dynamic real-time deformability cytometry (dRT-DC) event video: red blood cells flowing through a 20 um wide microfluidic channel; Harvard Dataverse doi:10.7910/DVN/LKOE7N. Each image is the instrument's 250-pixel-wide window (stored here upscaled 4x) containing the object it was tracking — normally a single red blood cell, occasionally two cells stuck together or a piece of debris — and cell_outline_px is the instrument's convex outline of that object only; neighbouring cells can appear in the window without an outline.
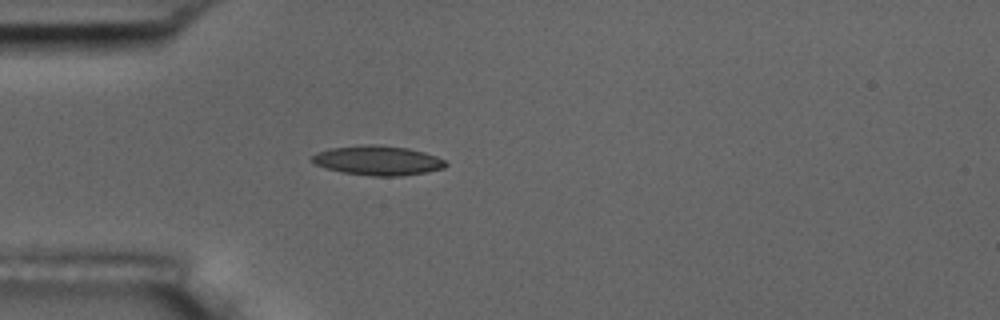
{"species": "common noctule bat (a hibernating species)", "species_latin": "Nyctalus noctula", "temperature_condition": "room temperature", "stored_images_in_passage": 15, "camera_frame_rate_fps": 3000, "um_per_image_px": 0.085, "animal": {"sex": "male", "body_mass_g": 17.5, "forearm_length_mm": 52.3}, "frame": {"image": 1, "passage_image": 12, "time_ms": 3.667, "image_size_px": [1000, 320], "cell_outline_px": [[448, 164], [444, 168], [424, 172], [400, 176], [372, 176], [344, 172], [328, 168], [316, 164], [312, 160], [312, 156], [316, 152], [332, 148], [364, 144], [372, 144], [408, 148], [424, 152], [436, 156], [444, 160]], "centroid_in_image_um": [32.13, 13.63], "position_along_channel_um": 52.9, "area_um2": 22.72}}